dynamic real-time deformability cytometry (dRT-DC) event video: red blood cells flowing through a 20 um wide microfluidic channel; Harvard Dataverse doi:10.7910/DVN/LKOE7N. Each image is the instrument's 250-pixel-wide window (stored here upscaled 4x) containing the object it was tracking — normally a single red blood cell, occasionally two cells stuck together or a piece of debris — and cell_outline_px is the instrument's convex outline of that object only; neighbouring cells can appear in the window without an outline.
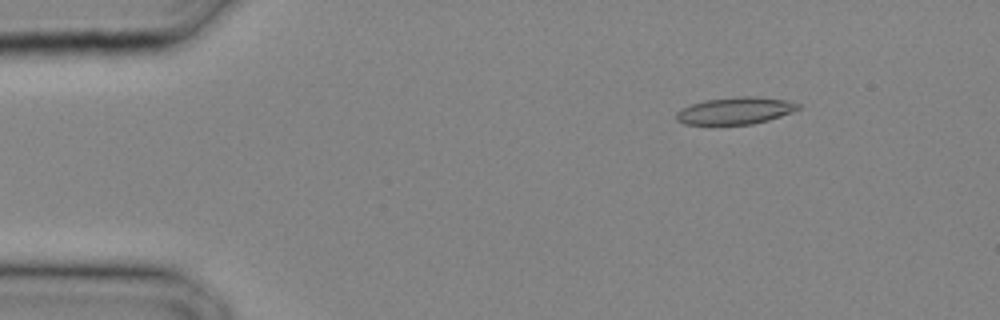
{"species": "common noctule bat (a hibernating species)", "species_latin": "Nyctalus noctula", "temperature_condition": "cold", "stored_images_in_passage": 28, "camera_frame_rate_fps": 3000, "um_per_image_px": 0.085, "animal": {"sex": "male", "body_mass_g": 20.4}, "frame": {"image": 1, "passage_image": 4, "time_ms": 1.0, "image_size_px": [1000, 320], "cell_outline_px": [[800, 108], [792, 112], [768, 120], [752, 124], [684, 124], [676, 120], [676, 112], [692, 104], [704, 100], [740, 96], [756, 96], [788, 100], [800, 104]], "centroid_in_image_um": [62.53, 9.4], "position_along_channel_um": 22.5, "area_um2": 19.13}}
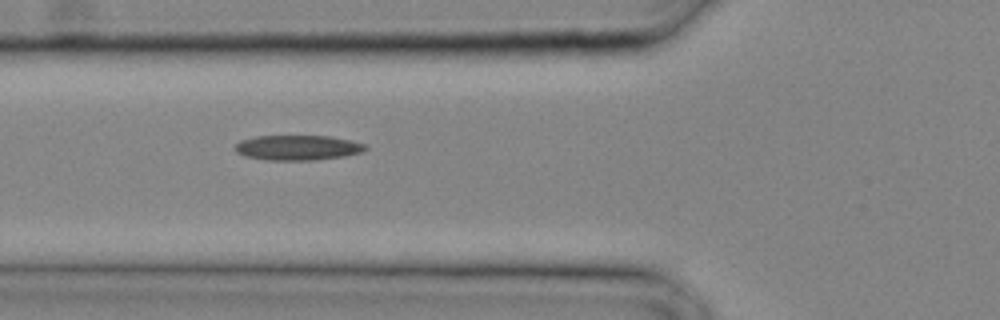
{"frame": {"image": 2, "passage_image": 11, "time_ms": 3.333, "image_size_px": [1000, 320], "cell_outline_px": [[368, 148], [364, 152], [344, 156], [316, 160], [264, 160], [244, 156], [236, 152], [232, 148], [240, 140], [256, 136], [328, 136], [348, 140], [364, 144]], "centroid_in_image_um": [25.26, 12.56], "position_along_channel_um": 100.5, "area_um2": 19.13}}
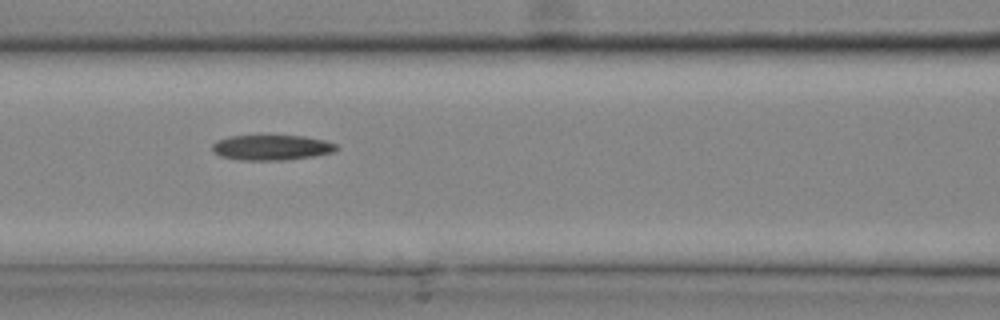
{"frame": {"image": 3, "passage_image": 13, "time_ms": 4.0, "image_size_px": [1000, 320], "cell_outline_px": [[340, 148], [336, 152], [312, 156], [284, 160], [240, 160], [220, 156], [212, 152], [212, 144], [216, 140], [228, 136], [304, 136], [324, 140], [336, 144]], "centroid_in_image_um": [23.08, 12.54], "position_along_channel_um": 143.5, "area_um2": 18.38}}